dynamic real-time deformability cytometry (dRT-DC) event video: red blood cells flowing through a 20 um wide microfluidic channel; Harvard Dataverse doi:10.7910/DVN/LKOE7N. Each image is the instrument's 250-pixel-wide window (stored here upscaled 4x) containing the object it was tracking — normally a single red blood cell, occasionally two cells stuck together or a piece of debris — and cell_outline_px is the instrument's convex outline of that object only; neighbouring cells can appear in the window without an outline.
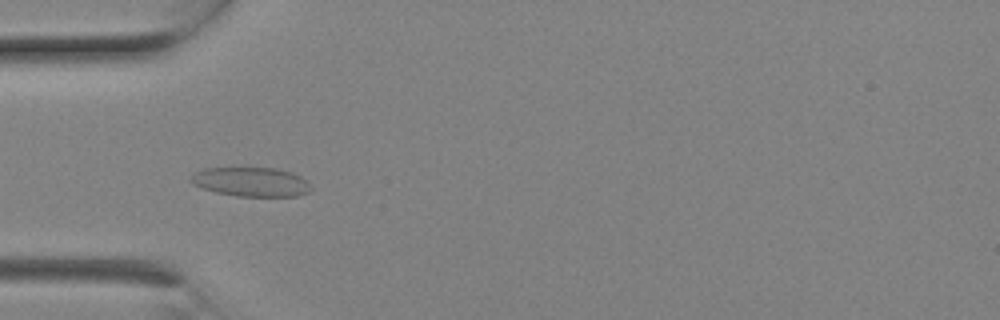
{"species": "Egyptian fruit bat (a non-hibernating species)", "species_latin": "Rousettus aegyptiacus", "temperature_condition": "room temperature", "stored_images_in_passage": 5, "camera_frame_rate_fps": 3000, "um_per_image_px": 0.085, "animal": {"sex": "female"}, "frame": {"image": 1, "passage_image": 4, "time_ms": 1.0, "image_size_px": [1000, 320], "cell_outline_px": [[312, 188], [308, 192], [296, 196], [236, 196], [216, 192], [192, 184], [188, 180], [196, 172], [204, 168], [276, 168], [292, 172], [300, 176]], "centroid_in_image_um": [21.33, 15.46], "position_along_channel_um": 63.7, "area_um2": 20.29}}